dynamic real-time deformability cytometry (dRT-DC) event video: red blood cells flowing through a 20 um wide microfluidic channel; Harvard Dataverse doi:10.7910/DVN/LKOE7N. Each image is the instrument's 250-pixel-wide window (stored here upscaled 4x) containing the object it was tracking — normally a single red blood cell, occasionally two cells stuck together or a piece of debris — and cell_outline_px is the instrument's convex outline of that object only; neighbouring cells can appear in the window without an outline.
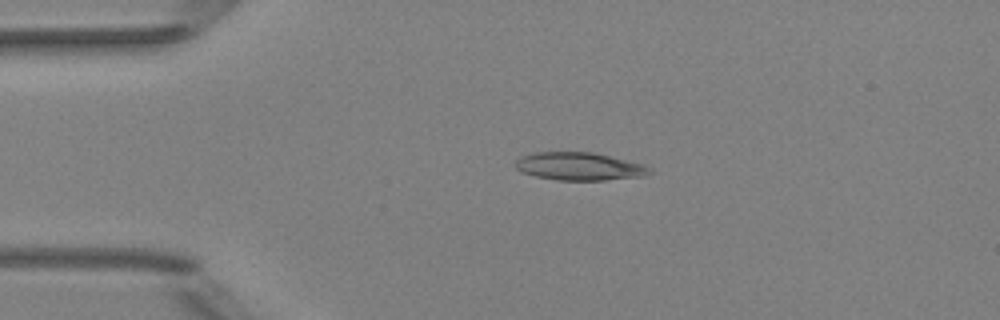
{"species": "Egyptian fruit bat (a non-hibernating species)", "species_latin": "Rousettus aegyptiacus", "temperature_condition": "room temperature", "stored_images_in_passage": 2, "camera_frame_rate_fps": 3000, "um_per_image_px": 0.085, "animal": {"sex": "female"}, "frame": {"image": 1, "passage_image": 1, "time_ms": 0.0, "image_size_px": [1000, 320], "cell_outline_px": [[656, 172], [644, 176], [604, 180], [556, 180], [536, 176], [520, 172], [516, 168], [516, 160], [520, 156], [536, 152], [592, 152], [644, 164]], "centroid_in_image_um": [49.26, 14.14], "position_along_channel_um": 35.7, "area_um2": 21.91}}